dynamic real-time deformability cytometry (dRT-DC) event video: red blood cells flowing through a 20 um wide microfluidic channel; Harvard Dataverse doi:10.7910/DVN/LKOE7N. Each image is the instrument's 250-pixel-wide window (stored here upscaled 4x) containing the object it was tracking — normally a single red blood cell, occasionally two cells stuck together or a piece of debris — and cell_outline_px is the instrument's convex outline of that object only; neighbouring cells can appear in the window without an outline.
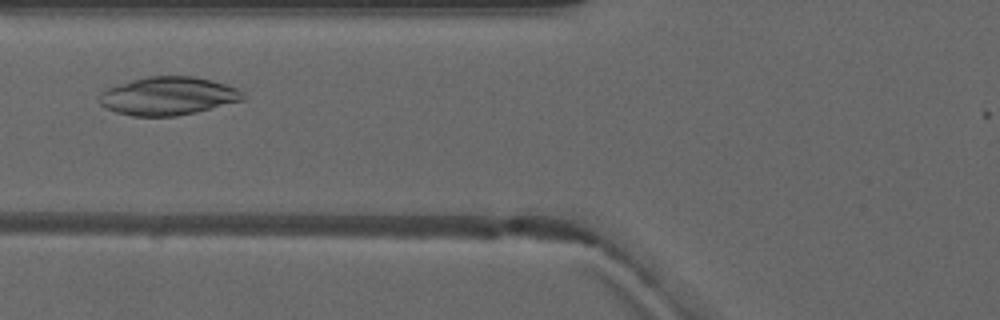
{"species": "common noctule bat (a hibernating species)", "species_latin": "Nyctalus noctula", "temperature_condition": "warm", "stored_images_in_passage": 3, "camera_frame_rate_fps": 3000, "um_per_image_px": 0.085, "animal": {"sex": "male", "forearm_length_mm": 52.5}, "frame": {"image": 1, "passage_image": 3, "time_ms": 2.667, "image_size_px": [1000, 320], "cell_outline_px": [[244, 100], [196, 112], [176, 116], [132, 116], [116, 112], [104, 108], [96, 100], [96, 96], [104, 88], [132, 80], [148, 76], [192, 76], [212, 80], [236, 88], [244, 96]], "centroid_in_image_um": [14.2, 8.16], "position_along_channel_um": 111.6, "area_um2": 32.19}}